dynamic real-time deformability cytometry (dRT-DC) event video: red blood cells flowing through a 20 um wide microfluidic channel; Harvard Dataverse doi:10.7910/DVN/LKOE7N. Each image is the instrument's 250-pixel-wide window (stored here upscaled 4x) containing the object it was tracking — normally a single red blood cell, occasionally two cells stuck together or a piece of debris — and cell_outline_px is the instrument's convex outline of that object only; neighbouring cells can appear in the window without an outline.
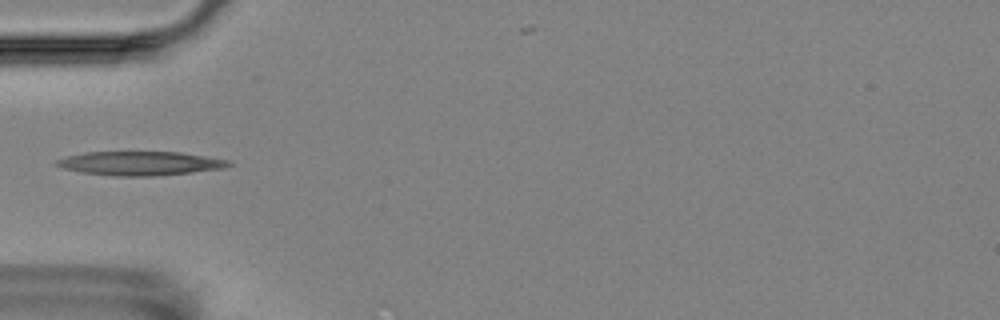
{"species": "Egyptian fruit bat (a non-hibernating species)", "species_latin": "Rousettus aegyptiacus", "temperature_condition": "room temperature", "stored_images_in_passage": 4, "camera_frame_rate_fps": 3000, "um_per_image_px": 0.085, "animal": {"sex": "female"}, "frame": {"image": 1, "passage_image": 4, "time_ms": 3.333, "image_size_px": [1000, 320], "cell_outline_px": [[232, 164], [224, 168], [192, 172], [152, 176], [112, 176], [80, 172], [64, 168], [52, 164], [56, 160], [68, 156], [84, 152], [180, 152], [228, 160]], "centroid_in_image_um": [11.86, 13.88], "position_along_channel_um": 73.1, "area_um2": 23.93}}